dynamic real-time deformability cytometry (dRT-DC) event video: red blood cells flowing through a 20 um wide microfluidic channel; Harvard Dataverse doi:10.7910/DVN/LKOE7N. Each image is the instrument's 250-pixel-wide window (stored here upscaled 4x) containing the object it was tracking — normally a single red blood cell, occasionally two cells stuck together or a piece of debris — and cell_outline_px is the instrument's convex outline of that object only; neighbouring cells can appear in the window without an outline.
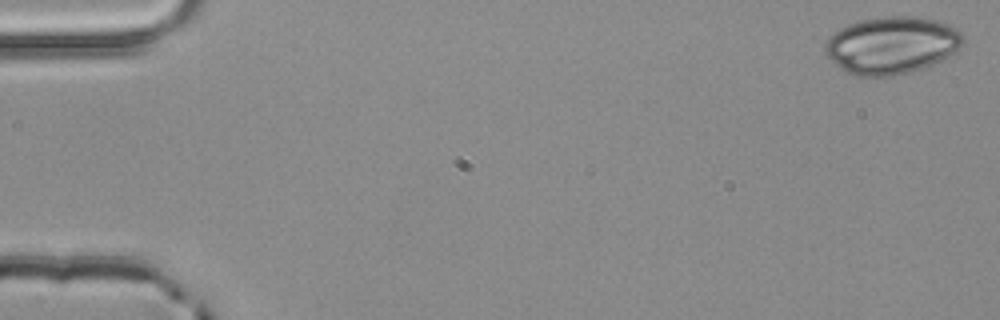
{"species": "common noctule bat (a hibernating species)", "species_latin": "Nyctalus noctula", "temperature_condition": "room temperature", "stored_images_in_passage": 4, "camera_frame_rate_fps": 3000, "um_per_image_px": 0.085, "animal": {"sex": "male", "body_mass_g": 20.4}, "frame": {"image": 1, "passage_image": 1, "time_ms": 0.0, "image_size_px": [1000, 320], "cell_outline_px": [[964, 44], [956, 56], [924, 68], [912, 72], [892, 76], [856, 76], [840, 68], [824, 52], [824, 44], [840, 28], [848, 24], [860, 20], [884, 16], [920, 16], [936, 20], [948, 24], [956, 28], [964, 36]], "centroid_in_image_um": [75.89, 3.85], "position_along_channel_um": 9.1, "area_um2": 46.82}}